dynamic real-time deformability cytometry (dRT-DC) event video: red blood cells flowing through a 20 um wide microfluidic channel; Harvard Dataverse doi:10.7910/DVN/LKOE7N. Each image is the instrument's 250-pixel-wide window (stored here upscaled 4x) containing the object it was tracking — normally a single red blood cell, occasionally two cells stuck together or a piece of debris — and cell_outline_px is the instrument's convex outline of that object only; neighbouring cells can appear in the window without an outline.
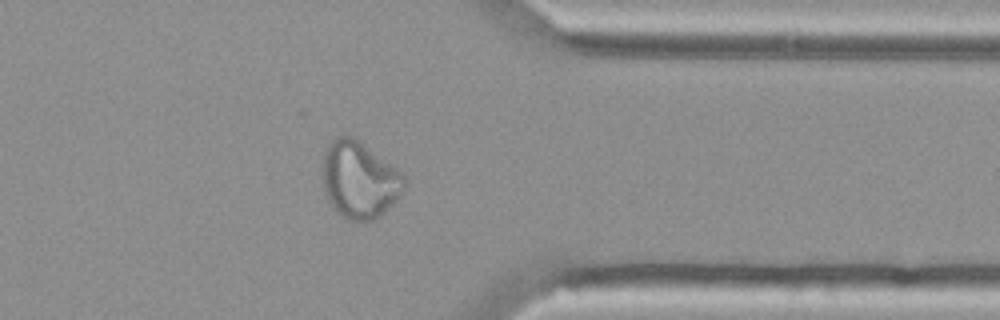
{"species": "Egyptian fruit bat (a non-hibernating species)", "species_latin": "Rousettus aegyptiacus", "temperature_condition": "cold", "stored_images_in_passage": 39, "camera_frame_rate_fps": 3000, "um_per_image_px": 0.085, "animal": {"sex": "female"}, "frame": {"image": 1, "passage_image": 34, "time_ms": 11.0, "image_size_px": [1000, 320], "cell_outline_px": [[408, 180], [404, 188], [396, 200], [380, 216], [372, 220], [348, 220], [340, 216], [332, 208], [324, 192], [324, 152], [328, 144], [336, 136], [344, 132], [352, 136], [396, 168]], "centroid_in_image_um": [30.53, 15.28], "position_along_channel_um": 380.9, "area_um2": 36.47}}